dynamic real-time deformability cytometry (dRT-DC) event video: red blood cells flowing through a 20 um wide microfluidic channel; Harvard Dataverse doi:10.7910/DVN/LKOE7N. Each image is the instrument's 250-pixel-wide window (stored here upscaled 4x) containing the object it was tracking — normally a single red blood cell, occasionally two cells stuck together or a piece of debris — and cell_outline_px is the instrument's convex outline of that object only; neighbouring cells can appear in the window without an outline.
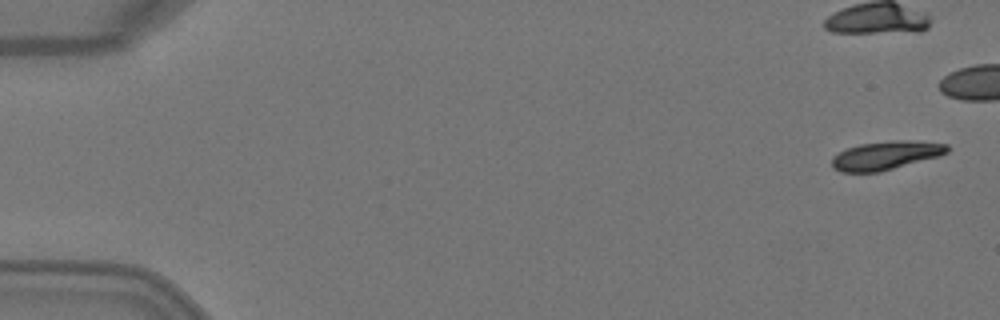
{"species": "Egyptian fruit bat (a non-hibernating species)", "species_latin": "Rousettus aegyptiacus", "temperature_condition": "warm", "stored_images_in_passage": 8, "camera_frame_rate_fps": 3000, "um_per_image_px": 0.085, "animal": {"sex": "female"}, "frame": {"image": 1, "passage_image": 1, "time_ms": 0.0, "image_size_px": [1000, 320], "cell_outline_px": [[948, 152], [940, 156], [880, 172], [840, 172], [832, 168], [832, 156], [848, 148], [860, 144], [892, 140], [908, 140], [948, 144]], "centroid_in_image_um": [75.29, 13.21], "position_along_channel_um": 9.7, "area_um2": 19.25}}
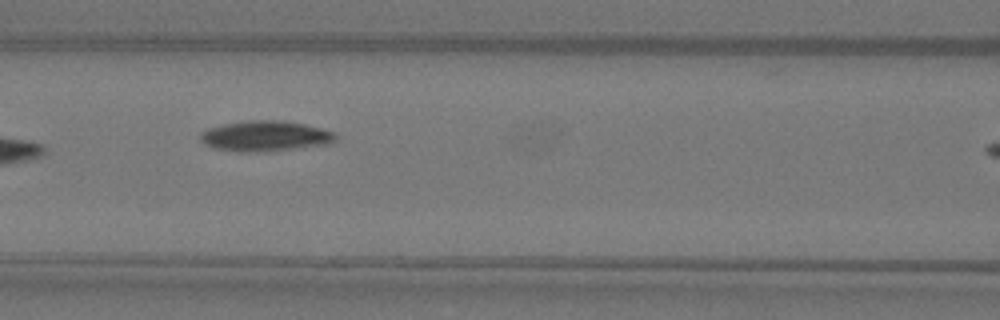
{"frame": {"image": 2, "passage_image": 7, "time_ms": 2.0, "image_size_px": [1000, 320], "cell_outline_px": [[336, 140], [328, 144], [256, 152], [240, 152], [216, 148], [204, 144], [200, 140], [200, 132], [208, 128], [224, 124], [244, 120], [280, 120], [304, 124], [336, 132]], "centroid_in_image_um": [22.52, 11.55], "position_along_channel_um": 144.1, "area_um2": 23.87}}